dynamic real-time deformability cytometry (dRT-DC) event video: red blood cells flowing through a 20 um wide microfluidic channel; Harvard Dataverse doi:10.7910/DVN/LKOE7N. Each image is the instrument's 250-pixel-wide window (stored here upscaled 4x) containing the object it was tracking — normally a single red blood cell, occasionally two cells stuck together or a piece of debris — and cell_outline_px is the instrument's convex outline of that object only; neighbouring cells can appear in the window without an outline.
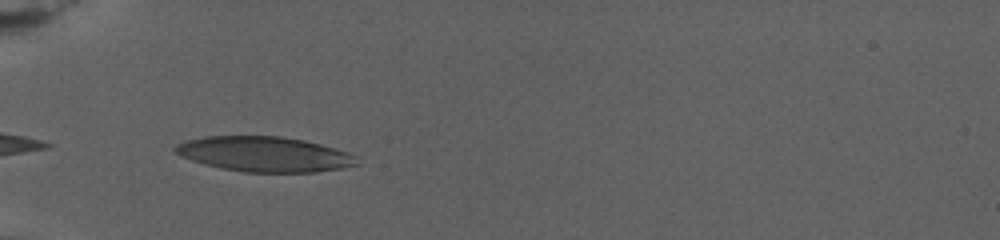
{"species": "human", "species_latin": "Homo sapiens", "temperature_condition": "warm", "stored_images_in_passage": 36, "camera_frame_rate_fps": 3000, "um_per_image_px": 0.085, "donor": {"sex": "female"}, "frame": {"image": 1, "passage_image": 1, "time_ms": 0.0, "image_size_px": [1000, 240], "cell_outline_px": [[360, 164], [344, 168], [316, 172], [244, 172], [220, 168], [204, 164], [180, 156], [172, 148], [176, 144], [184, 140], [204, 136], [280, 136], [304, 140], [336, 148], [348, 152], [356, 156]], "centroid_in_image_um": [22.48, 13.1], "position_along_channel_um": 62.5, "area_um2": 37.45}}
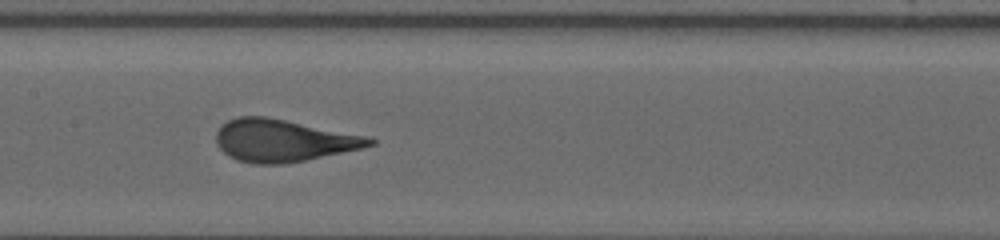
{"frame": {"image": 2, "passage_image": 11, "time_ms": 5.0, "image_size_px": [1000, 240], "cell_outline_px": [[376, 144], [360, 148], [304, 160], [284, 164], [256, 164], [236, 160], [224, 152], [216, 144], [216, 132], [220, 124], [236, 116], [268, 116], [364, 136], [376, 140]], "centroid_in_image_um": [23.99, 11.93], "position_along_channel_um": 183.4, "area_um2": 37.51}}
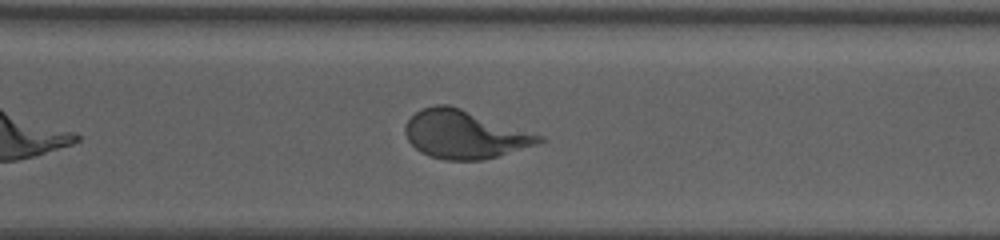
{"frame": {"image": 3, "passage_image": 24, "time_ms": 10.667, "image_size_px": [1000, 240], "cell_outline_px": [[544, 140], [536, 144], [484, 160], [444, 160], [420, 152], [408, 140], [404, 132], [404, 128], [408, 120], [416, 112], [424, 108], [436, 104], [448, 104], [544, 136]], "centroid_in_image_um": [39.46, 11.43], "position_along_channel_um": 331.1, "area_um2": 37.11}}